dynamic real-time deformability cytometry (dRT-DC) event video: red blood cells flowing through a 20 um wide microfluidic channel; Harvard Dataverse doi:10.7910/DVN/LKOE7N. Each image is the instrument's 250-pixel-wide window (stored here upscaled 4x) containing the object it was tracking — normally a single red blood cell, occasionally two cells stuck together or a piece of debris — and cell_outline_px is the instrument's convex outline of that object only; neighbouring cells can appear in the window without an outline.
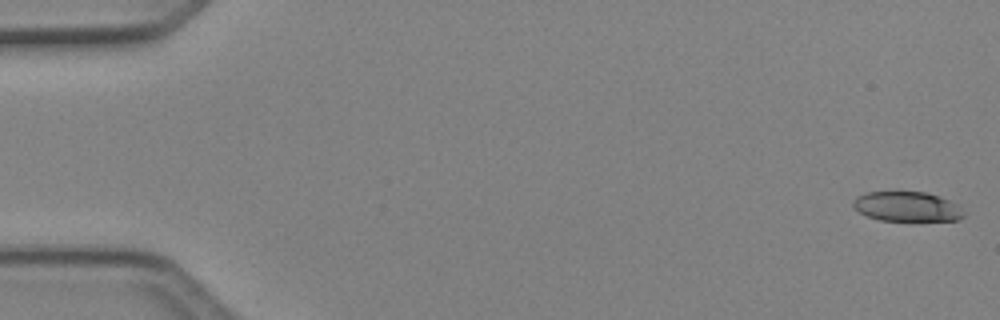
{"species": "Egyptian fruit bat (a non-hibernating species)", "species_latin": "Rousettus aegyptiacus", "temperature_condition": "cold", "stored_images_in_passage": 5, "camera_frame_rate_fps": 3000, "um_per_image_px": 0.085, "animal": {"sex": "female"}, "frame": {"image": 1, "passage_image": 1, "time_ms": 0.0, "image_size_px": [1000, 320], "cell_outline_px": [[964, 216], [960, 220], [880, 220], [868, 216], [860, 212], [852, 204], [852, 200], [856, 196], [868, 192], [924, 192], [960, 204], [964, 212]], "centroid_in_image_um": [77.11, 17.56], "position_along_channel_um": 7.9, "area_um2": 19.02}}
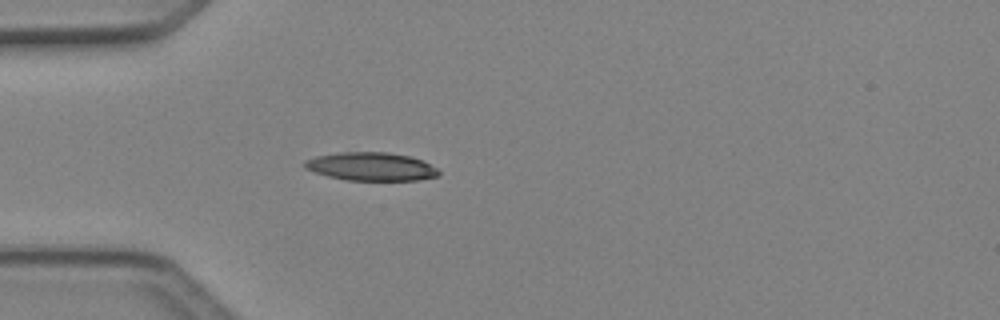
{"frame": {"image": 2, "passage_image": 5, "time_ms": 1.333, "image_size_px": [1000, 320], "cell_outline_px": [[440, 172], [436, 176], [416, 180], [344, 180], [328, 176], [304, 168], [304, 160], [316, 156], [336, 152], [388, 152], [408, 156], [424, 160], [436, 168]], "centroid_in_image_um": [31.52, 14.15], "position_along_channel_um": 53.5, "area_um2": 22.08}}